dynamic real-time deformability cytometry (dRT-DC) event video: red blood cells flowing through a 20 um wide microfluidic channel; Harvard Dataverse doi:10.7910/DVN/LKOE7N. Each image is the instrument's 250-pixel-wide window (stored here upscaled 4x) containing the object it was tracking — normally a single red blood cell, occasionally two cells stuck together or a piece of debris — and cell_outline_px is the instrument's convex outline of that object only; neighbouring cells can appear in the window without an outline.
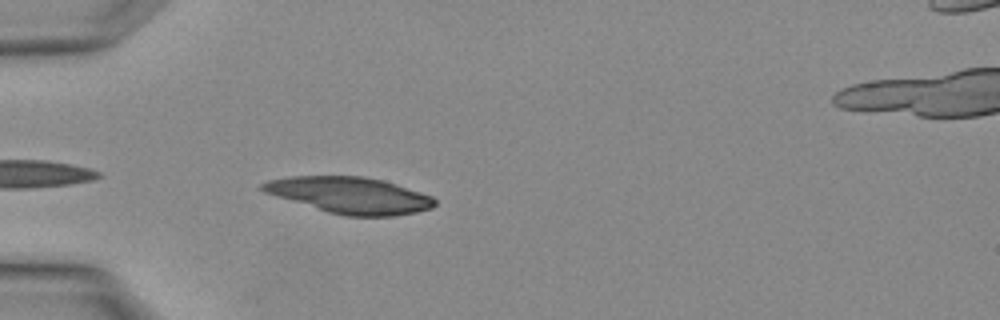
{"species": "Egyptian fruit bat (a non-hibernating species)", "species_latin": "Rousettus aegyptiacus", "temperature_condition": "warm", "stored_images_in_passage": 3, "camera_frame_rate_fps": 3000, "um_per_image_px": 0.085, "animal": {"sex": "female"}, "frame": {"image": 1, "passage_image": 2, "time_ms": 0.333, "image_size_px": [1000, 320], "cell_outline_px": [[436, 204], [432, 208], [416, 212], [396, 216], [344, 216], [328, 212], [276, 196], [264, 192], [260, 188], [260, 184], [268, 180], [288, 176], [364, 176], [384, 180], [432, 196], [436, 200]], "centroid_in_image_um": [29.74, 16.59], "position_along_channel_um": 55.3, "area_um2": 36.47}}